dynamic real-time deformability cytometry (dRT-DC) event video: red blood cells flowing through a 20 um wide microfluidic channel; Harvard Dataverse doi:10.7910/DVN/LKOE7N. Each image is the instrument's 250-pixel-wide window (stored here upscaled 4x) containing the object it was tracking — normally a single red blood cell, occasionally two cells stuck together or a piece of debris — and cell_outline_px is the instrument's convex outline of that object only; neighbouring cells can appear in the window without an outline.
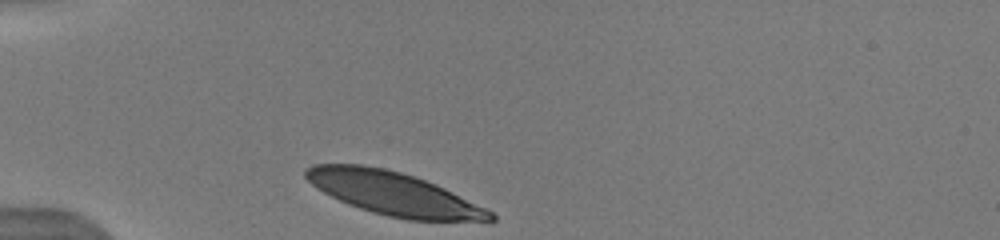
{"species": "human", "species_latin": "Homo sapiens", "temperature_condition": "warm", "stored_images_in_passage": 20, "camera_frame_rate_fps": 3000, "um_per_image_px": 0.085, "donor": {"sex": "male"}, "frame": {"image": 1, "passage_image": 1, "time_ms": 0.0, "image_size_px": [1000, 240], "cell_outline_px": [[496, 220], [408, 220], [388, 216], [372, 212], [348, 204], [316, 188], [304, 176], [304, 168], [312, 164], [364, 164], [384, 168], [400, 172], [436, 184], [492, 212], [496, 216]], "centroid_in_image_um": [33.38, 16.43], "position_along_channel_um": 51.6, "area_um2": 45.84}}